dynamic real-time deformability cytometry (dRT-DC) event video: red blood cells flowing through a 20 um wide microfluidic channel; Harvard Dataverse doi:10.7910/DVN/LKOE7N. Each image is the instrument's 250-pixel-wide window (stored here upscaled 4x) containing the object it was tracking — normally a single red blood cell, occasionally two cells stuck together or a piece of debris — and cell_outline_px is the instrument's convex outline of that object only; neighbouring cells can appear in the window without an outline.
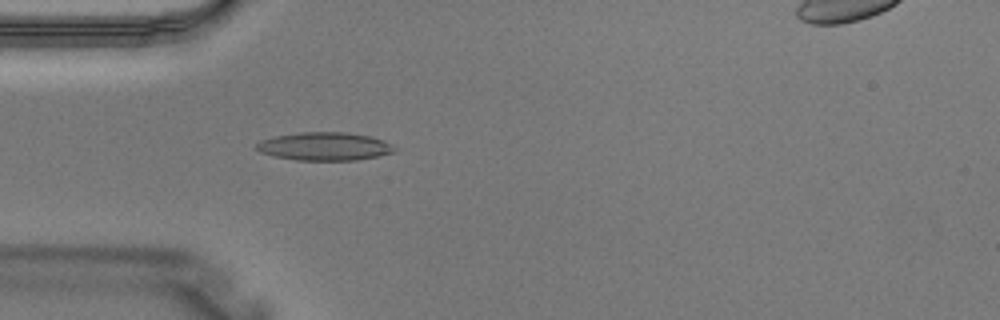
{"species": "Egyptian fruit bat (a non-hibernating species)", "species_latin": "Rousettus aegyptiacus", "temperature_condition": "warm", "stored_images_in_passage": 3, "camera_frame_rate_fps": 3000, "um_per_image_px": 0.085, "animal": {"sex": "male"}, "frame": {"image": 1, "passage_image": 3, "time_ms": 0.667, "image_size_px": [1000, 320], "cell_outline_px": [[396, 152], [356, 160], [296, 160], [276, 156], [260, 152], [252, 148], [260, 140], [272, 136], [300, 132], [348, 132], [372, 136], [384, 140], [392, 144], [396, 148]], "centroid_in_image_um": [27.58, 12.43], "position_along_channel_um": 57.4, "area_um2": 22.95}}